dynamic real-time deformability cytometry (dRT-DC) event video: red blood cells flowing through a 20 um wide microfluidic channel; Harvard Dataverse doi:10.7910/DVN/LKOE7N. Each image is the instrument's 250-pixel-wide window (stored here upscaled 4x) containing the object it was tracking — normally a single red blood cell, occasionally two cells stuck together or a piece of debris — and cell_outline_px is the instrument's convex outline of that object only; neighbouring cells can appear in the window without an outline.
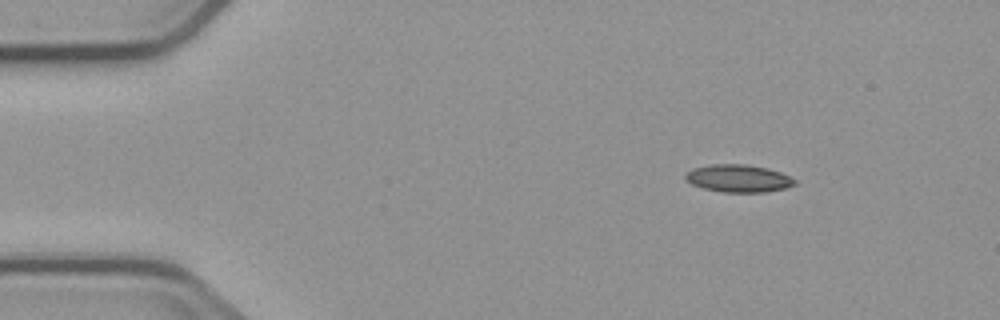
{"species": "common noctule bat (a hibernating species)", "species_latin": "Nyctalus noctula", "temperature_condition": "cold", "stored_images_in_passage": 6, "camera_frame_rate_fps": 3000, "um_per_image_px": 0.085, "animal": {"sex": "male", "body_mass_g": 23.1, "forearm_length_mm": 52.7}, "frame": {"image": 1, "passage_image": 1, "time_ms": 0.0, "image_size_px": [1000, 320], "cell_outline_px": [[796, 184], [784, 188], [764, 192], [724, 192], [704, 188], [692, 184], [684, 180], [684, 176], [692, 168], [712, 164], [748, 164], [768, 168], [780, 172], [796, 180]], "centroid_in_image_um": [62.74, 15.15], "position_along_channel_um": 22.3, "area_um2": 17.51}}
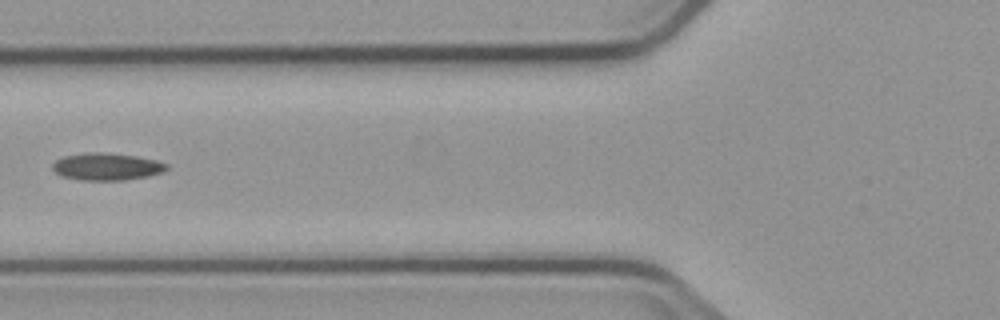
{"frame": {"image": 2, "passage_image": 5, "time_ms": 4.667, "image_size_px": [1000, 320], "cell_outline_px": [[168, 168], [164, 172], [148, 176], [124, 180], [80, 180], [60, 176], [52, 168], [52, 164], [56, 160], [64, 156], [92, 152], [100, 152], [136, 156], [156, 160], [168, 164]], "centroid_in_image_um": [9.08, 14.17], "position_along_channel_um": 116.7, "area_um2": 18.09}}
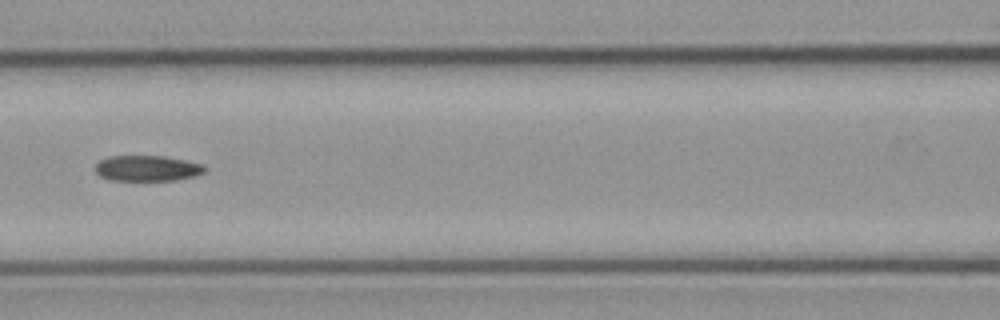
{"frame": {"image": 3, "passage_image": 6, "time_ms": 5.667, "image_size_px": [1000, 320], "cell_outline_px": [[208, 168], [204, 172], [196, 176], [176, 180], [108, 180], [100, 176], [96, 172], [96, 164], [100, 160], [108, 156], [164, 156], [204, 164]], "centroid_in_image_um": [12.54, 14.3], "position_along_channel_um": 154.1, "area_um2": 16.47}}